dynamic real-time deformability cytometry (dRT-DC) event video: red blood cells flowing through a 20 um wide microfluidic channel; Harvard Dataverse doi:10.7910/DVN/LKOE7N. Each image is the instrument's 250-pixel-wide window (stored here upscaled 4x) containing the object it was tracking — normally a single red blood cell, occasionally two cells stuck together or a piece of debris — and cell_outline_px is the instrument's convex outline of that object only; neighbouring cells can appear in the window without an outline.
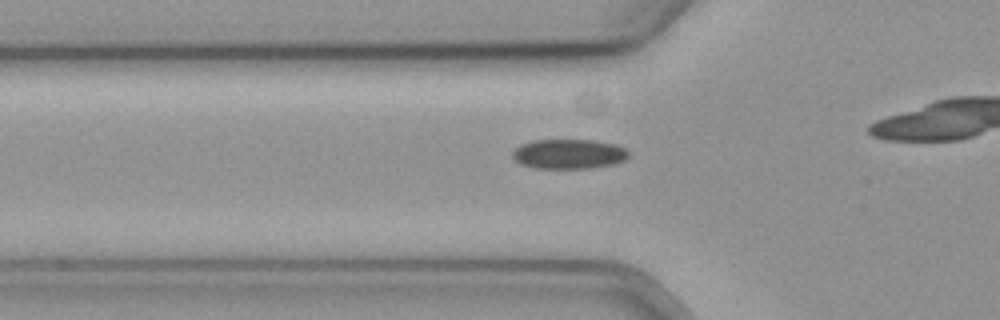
{"species": "common noctule bat (a hibernating species)", "species_latin": "Nyctalus noctula", "temperature_condition": "cold", "stored_images_in_passage": 4, "camera_frame_rate_fps": 3000, "um_per_image_px": 0.085, "animal": {"sex": "female", "body_mass_g": 19.3, "forearm_length_mm": 54.1}, "frame": {"image": 1, "passage_image": 2, "time_ms": 0.333, "image_size_px": [1000, 320], "cell_outline_px": [[628, 156], [624, 160], [612, 164], [592, 168], [532, 168], [520, 164], [512, 156], [512, 152], [520, 144], [532, 140], [592, 140], [616, 144], [624, 148], [628, 152]], "centroid_in_image_um": [48.31, 13.09], "position_along_channel_um": 77.5, "area_um2": 20.11}}